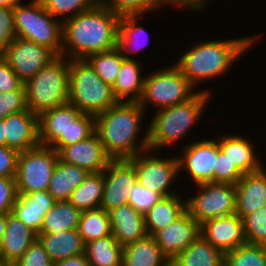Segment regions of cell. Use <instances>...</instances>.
<instances>
[{
	"label": "cell",
	"mask_w": 266,
	"mask_h": 266,
	"mask_svg": "<svg viewBox=\"0 0 266 266\" xmlns=\"http://www.w3.org/2000/svg\"><path fill=\"white\" fill-rule=\"evenodd\" d=\"M119 23L120 16L102 1L88 11L63 20L62 55L68 54L70 59H86L92 54L116 48Z\"/></svg>",
	"instance_id": "obj_1"
},
{
	"label": "cell",
	"mask_w": 266,
	"mask_h": 266,
	"mask_svg": "<svg viewBox=\"0 0 266 266\" xmlns=\"http://www.w3.org/2000/svg\"><path fill=\"white\" fill-rule=\"evenodd\" d=\"M144 112L138 102L119 101L95 116L94 131L112 160H129L149 150L148 130L141 143L137 140Z\"/></svg>",
	"instance_id": "obj_2"
},
{
	"label": "cell",
	"mask_w": 266,
	"mask_h": 266,
	"mask_svg": "<svg viewBox=\"0 0 266 266\" xmlns=\"http://www.w3.org/2000/svg\"><path fill=\"white\" fill-rule=\"evenodd\" d=\"M259 37L255 35L199 43L184 53L175 66L195 86L196 83H201L204 79L223 75L231 67V64L247 51L246 49L249 50L250 46L254 45L255 40Z\"/></svg>",
	"instance_id": "obj_3"
},
{
	"label": "cell",
	"mask_w": 266,
	"mask_h": 266,
	"mask_svg": "<svg viewBox=\"0 0 266 266\" xmlns=\"http://www.w3.org/2000/svg\"><path fill=\"white\" fill-rule=\"evenodd\" d=\"M209 97L208 90L198 91L185 103L158 109L147 128L149 152L186 136L191 126L201 118Z\"/></svg>",
	"instance_id": "obj_4"
},
{
	"label": "cell",
	"mask_w": 266,
	"mask_h": 266,
	"mask_svg": "<svg viewBox=\"0 0 266 266\" xmlns=\"http://www.w3.org/2000/svg\"><path fill=\"white\" fill-rule=\"evenodd\" d=\"M57 55L24 83L28 109L39 116L69 101V58Z\"/></svg>",
	"instance_id": "obj_5"
},
{
	"label": "cell",
	"mask_w": 266,
	"mask_h": 266,
	"mask_svg": "<svg viewBox=\"0 0 266 266\" xmlns=\"http://www.w3.org/2000/svg\"><path fill=\"white\" fill-rule=\"evenodd\" d=\"M119 101L85 59H69V101L82 113L97 116Z\"/></svg>",
	"instance_id": "obj_6"
},
{
	"label": "cell",
	"mask_w": 266,
	"mask_h": 266,
	"mask_svg": "<svg viewBox=\"0 0 266 266\" xmlns=\"http://www.w3.org/2000/svg\"><path fill=\"white\" fill-rule=\"evenodd\" d=\"M16 37L46 46L56 55H62L63 21H57L40 0L14 8ZM56 20V21H55Z\"/></svg>",
	"instance_id": "obj_7"
},
{
	"label": "cell",
	"mask_w": 266,
	"mask_h": 266,
	"mask_svg": "<svg viewBox=\"0 0 266 266\" xmlns=\"http://www.w3.org/2000/svg\"><path fill=\"white\" fill-rule=\"evenodd\" d=\"M194 89V86L174 65L148 74L138 103L144 110L147 109L145 108L147 102L149 104L152 102L154 107L162 109L189 101L198 93L193 92Z\"/></svg>",
	"instance_id": "obj_8"
},
{
	"label": "cell",
	"mask_w": 266,
	"mask_h": 266,
	"mask_svg": "<svg viewBox=\"0 0 266 266\" xmlns=\"http://www.w3.org/2000/svg\"><path fill=\"white\" fill-rule=\"evenodd\" d=\"M58 159L56 150L41 144L20 152L15 175L17 193L46 191Z\"/></svg>",
	"instance_id": "obj_9"
},
{
	"label": "cell",
	"mask_w": 266,
	"mask_h": 266,
	"mask_svg": "<svg viewBox=\"0 0 266 266\" xmlns=\"http://www.w3.org/2000/svg\"><path fill=\"white\" fill-rule=\"evenodd\" d=\"M196 186L200 193L186 200V211L200 225L209 219L235 214V185L204 182Z\"/></svg>",
	"instance_id": "obj_10"
},
{
	"label": "cell",
	"mask_w": 266,
	"mask_h": 266,
	"mask_svg": "<svg viewBox=\"0 0 266 266\" xmlns=\"http://www.w3.org/2000/svg\"><path fill=\"white\" fill-rule=\"evenodd\" d=\"M139 153L129 159L134 165L137 174V181L154 192L160 193L163 197L175 195L169 187L174 178L180 173L178 157L162 159L157 156H147Z\"/></svg>",
	"instance_id": "obj_11"
},
{
	"label": "cell",
	"mask_w": 266,
	"mask_h": 266,
	"mask_svg": "<svg viewBox=\"0 0 266 266\" xmlns=\"http://www.w3.org/2000/svg\"><path fill=\"white\" fill-rule=\"evenodd\" d=\"M1 56L25 83L57 55L46 46L16 37Z\"/></svg>",
	"instance_id": "obj_12"
},
{
	"label": "cell",
	"mask_w": 266,
	"mask_h": 266,
	"mask_svg": "<svg viewBox=\"0 0 266 266\" xmlns=\"http://www.w3.org/2000/svg\"><path fill=\"white\" fill-rule=\"evenodd\" d=\"M104 191L100 208L109 212L128 204L137 181L134 165L129 160H112L103 170Z\"/></svg>",
	"instance_id": "obj_13"
},
{
	"label": "cell",
	"mask_w": 266,
	"mask_h": 266,
	"mask_svg": "<svg viewBox=\"0 0 266 266\" xmlns=\"http://www.w3.org/2000/svg\"><path fill=\"white\" fill-rule=\"evenodd\" d=\"M82 112L67 103L43 112L38 116L39 143L50 146L57 152L69 146V130Z\"/></svg>",
	"instance_id": "obj_14"
},
{
	"label": "cell",
	"mask_w": 266,
	"mask_h": 266,
	"mask_svg": "<svg viewBox=\"0 0 266 266\" xmlns=\"http://www.w3.org/2000/svg\"><path fill=\"white\" fill-rule=\"evenodd\" d=\"M179 167L190 174L196 184L214 182V168H216L217 140H201L184 147ZM185 167V168H184Z\"/></svg>",
	"instance_id": "obj_15"
},
{
	"label": "cell",
	"mask_w": 266,
	"mask_h": 266,
	"mask_svg": "<svg viewBox=\"0 0 266 266\" xmlns=\"http://www.w3.org/2000/svg\"><path fill=\"white\" fill-rule=\"evenodd\" d=\"M200 234L224 254L247 243L243 219L236 213L205 221Z\"/></svg>",
	"instance_id": "obj_16"
},
{
	"label": "cell",
	"mask_w": 266,
	"mask_h": 266,
	"mask_svg": "<svg viewBox=\"0 0 266 266\" xmlns=\"http://www.w3.org/2000/svg\"><path fill=\"white\" fill-rule=\"evenodd\" d=\"M200 235V224L185 211L173 223L158 231L154 238L162 253L172 261Z\"/></svg>",
	"instance_id": "obj_17"
},
{
	"label": "cell",
	"mask_w": 266,
	"mask_h": 266,
	"mask_svg": "<svg viewBox=\"0 0 266 266\" xmlns=\"http://www.w3.org/2000/svg\"><path fill=\"white\" fill-rule=\"evenodd\" d=\"M58 155L64 163L78 166L89 173L102 172L112 161L95 132L83 141L63 147Z\"/></svg>",
	"instance_id": "obj_18"
},
{
	"label": "cell",
	"mask_w": 266,
	"mask_h": 266,
	"mask_svg": "<svg viewBox=\"0 0 266 266\" xmlns=\"http://www.w3.org/2000/svg\"><path fill=\"white\" fill-rule=\"evenodd\" d=\"M5 146L24 152L38 146V116L30 110L8 115L4 119Z\"/></svg>",
	"instance_id": "obj_19"
},
{
	"label": "cell",
	"mask_w": 266,
	"mask_h": 266,
	"mask_svg": "<svg viewBox=\"0 0 266 266\" xmlns=\"http://www.w3.org/2000/svg\"><path fill=\"white\" fill-rule=\"evenodd\" d=\"M37 239V234L13 213L6 214V229L0 244V259L14 264Z\"/></svg>",
	"instance_id": "obj_20"
},
{
	"label": "cell",
	"mask_w": 266,
	"mask_h": 266,
	"mask_svg": "<svg viewBox=\"0 0 266 266\" xmlns=\"http://www.w3.org/2000/svg\"><path fill=\"white\" fill-rule=\"evenodd\" d=\"M236 187V214L243 219L266 206V169L244 174Z\"/></svg>",
	"instance_id": "obj_21"
},
{
	"label": "cell",
	"mask_w": 266,
	"mask_h": 266,
	"mask_svg": "<svg viewBox=\"0 0 266 266\" xmlns=\"http://www.w3.org/2000/svg\"><path fill=\"white\" fill-rule=\"evenodd\" d=\"M114 238L123 247L148 235L144 215L129 204L108 212Z\"/></svg>",
	"instance_id": "obj_22"
},
{
	"label": "cell",
	"mask_w": 266,
	"mask_h": 266,
	"mask_svg": "<svg viewBox=\"0 0 266 266\" xmlns=\"http://www.w3.org/2000/svg\"><path fill=\"white\" fill-rule=\"evenodd\" d=\"M241 136L224 135L218 138L219 149L244 175L260 171L263 165L254 154L253 145Z\"/></svg>",
	"instance_id": "obj_23"
},
{
	"label": "cell",
	"mask_w": 266,
	"mask_h": 266,
	"mask_svg": "<svg viewBox=\"0 0 266 266\" xmlns=\"http://www.w3.org/2000/svg\"><path fill=\"white\" fill-rule=\"evenodd\" d=\"M37 239L53 262L85 253V243L77 229L60 233H39Z\"/></svg>",
	"instance_id": "obj_24"
},
{
	"label": "cell",
	"mask_w": 266,
	"mask_h": 266,
	"mask_svg": "<svg viewBox=\"0 0 266 266\" xmlns=\"http://www.w3.org/2000/svg\"><path fill=\"white\" fill-rule=\"evenodd\" d=\"M169 259L162 253L154 236L123 247L122 266H169Z\"/></svg>",
	"instance_id": "obj_25"
},
{
	"label": "cell",
	"mask_w": 266,
	"mask_h": 266,
	"mask_svg": "<svg viewBox=\"0 0 266 266\" xmlns=\"http://www.w3.org/2000/svg\"><path fill=\"white\" fill-rule=\"evenodd\" d=\"M225 254L201 234L170 264L172 266H224Z\"/></svg>",
	"instance_id": "obj_26"
},
{
	"label": "cell",
	"mask_w": 266,
	"mask_h": 266,
	"mask_svg": "<svg viewBox=\"0 0 266 266\" xmlns=\"http://www.w3.org/2000/svg\"><path fill=\"white\" fill-rule=\"evenodd\" d=\"M89 172L58 159L47 191L56 201H68L73 191L83 182Z\"/></svg>",
	"instance_id": "obj_27"
},
{
	"label": "cell",
	"mask_w": 266,
	"mask_h": 266,
	"mask_svg": "<svg viewBox=\"0 0 266 266\" xmlns=\"http://www.w3.org/2000/svg\"><path fill=\"white\" fill-rule=\"evenodd\" d=\"M181 198L180 194L163 197L144 215L148 235L154 236L186 211V200Z\"/></svg>",
	"instance_id": "obj_28"
},
{
	"label": "cell",
	"mask_w": 266,
	"mask_h": 266,
	"mask_svg": "<svg viewBox=\"0 0 266 266\" xmlns=\"http://www.w3.org/2000/svg\"><path fill=\"white\" fill-rule=\"evenodd\" d=\"M138 62L134 58L122 62L116 82L112 86L118 101L138 102L141 99L145 78L140 77L142 71Z\"/></svg>",
	"instance_id": "obj_29"
},
{
	"label": "cell",
	"mask_w": 266,
	"mask_h": 266,
	"mask_svg": "<svg viewBox=\"0 0 266 266\" xmlns=\"http://www.w3.org/2000/svg\"><path fill=\"white\" fill-rule=\"evenodd\" d=\"M82 211L69 201H56L45 214L39 233H60L78 228Z\"/></svg>",
	"instance_id": "obj_30"
},
{
	"label": "cell",
	"mask_w": 266,
	"mask_h": 266,
	"mask_svg": "<svg viewBox=\"0 0 266 266\" xmlns=\"http://www.w3.org/2000/svg\"><path fill=\"white\" fill-rule=\"evenodd\" d=\"M89 266H122L123 246L113 235L85 244Z\"/></svg>",
	"instance_id": "obj_31"
},
{
	"label": "cell",
	"mask_w": 266,
	"mask_h": 266,
	"mask_svg": "<svg viewBox=\"0 0 266 266\" xmlns=\"http://www.w3.org/2000/svg\"><path fill=\"white\" fill-rule=\"evenodd\" d=\"M104 191L103 171L88 173L73 191L69 202L81 211L100 208Z\"/></svg>",
	"instance_id": "obj_32"
},
{
	"label": "cell",
	"mask_w": 266,
	"mask_h": 266,
	"mask_svg": "<svg viewBox=\"0 0 266 266\" xmlns=\"http://www.w3.org/2000/svg\"><path fill=\"white\" fill-rule=\"evenodd\" d=\"M83 242L111 236V223L109 213L102 208L82 211L77 228Z\"/></svg>",
	"instance_id": "obj_33"
},
{
	"label": "cell",
	"mask_w": 266,
	"mask_h": 266,
	"mask_svg": "<svg viewBox=\"0 0 266 266\" xmlns=\"http://www.w3.org/2000/svg\"><path fill=\"white\" fill-rule=\"evenodd\" d=\"M125 59L120 49L116 47L109 51L92 54L85 60L103 82L113 86L116 82L121 64Z\"/></svg>",
	"instance_id": "obj_34"
},
{
	"label": "cell",
	"mask_w": 266,
	"mask_h": 266,
	"mask_svg": "<svg viewBox=\"0 0 266 266\" xmlns=\"http://www.w3.org/2000/svg\"><path fill=\"white\" fill-rule=\"evenodd\" d=\"M139 17H141V15H126L120 17L117 47L120 49L121 53L124 55L126 59H132V57H130L129 54H131L132 52L134 53L143 47L142 45V42H144L143 38L142 40H140L142 41L141 43L139 41V38H141L142 34L145 33L146 31L143 27L137 26L136 23H138V19H140ZM125 53H127L128 55Z\"/></svg>",
	"instance_id": "obj_35"
},
{
	"label": "cell",
	"mask_w": 266,
	"mask_h": 266,
	"mask_svg": "<svg viewBox=\"0 0 266 266\" xmlns=\"http://www.w3.org/2000/svg\"><path fill=\"white\" fill-rule=\"evenodd\" d=\"M224 266H266V246L246 243L225 253Z\"/></svg>",
	"instance_id": "obj_36"
},
{
	"label": "cell",
	"mask_w": 266,
	"mask_h": 266,
	"mask_svg": "<svg viewBox=\"0 0 266 266\" xmlns=\"http://www.w3.org/2000/svg\"><path fill=\"white\" fill-rule=\"evenodd\" d=\"M44 8L54 17L65 16L64 20L93 8L101 0H40Z\"/></svg>",
	"instance_id": "obj_37"
},
{
	"label": "cell",
	"mask_w": 266,
	"mask_h": 266,
	"mask_svg": "<svg viewBox=\"0 0 266 266\" xmlns=\"http://www.w3.org/2000/svg\"><path fill=\"white\" fill-rule=\"evenodd\" d=\"M246 242L266 246V206L243 218Z\"/></svg>",
	"instance_id": "obj_38"
},
{
	"label": "cell",
	"mask_w": 266,
	"mask_h": 266,
	"mask_svg": "<svg viewBox=\"0 0 266 266\" xmlns=\"http://www.w3.org/2000/svg\"><path fill=\"white\" fill-rule=\"evenodd\" d=\"M116 15H141L149 10H155L162 4L159 0H101Z\"/></svg>",
	"instance_id": "obj_39"
},
{
	"label": "cell",
	"mask_w": 266,
	"mask_h": 266,
	"mask_svg": "<svg viewBox=\"0 0 266 266\" xmlns=\"http://www.w3.org/2000/svg\"><path fill=\"white\" fill-rule=\"evenodd\" d=\"M163 196L142 186L138 181L133 185L128 204L140 214L145 215Z\"/></svg>",
	"instance_id": "obj_40"
},
{
	"label": "cell",
	"mask_w": 266,
	"mask_h": 266,
	"mask_svg": "<svg viewBox=\"0 0 266 266\" xmlns=\"http://www.w3.org/2000/svg\"><path fill=\"white\" fill-rule=\"evenodd\" d=\"M27 110L29 109L24 84L18 90L0 92V119Z\"/></svg>",
	"instance_id": "obj_41"
},
{
	"label": "cell",
	"mask_w": 266,
	"mask_h": 266,
	"mask_svg": "<svg viewBox=\"0 0 266 266\" xmlns=\"http://www.w3.org/2000/svg\"><path fill=\"white\" fill-rule=\"evenodd\" d=\"M243 174L233 162L219 149L217 143L216 168H214V183H229L236 185Z\"/></svg>",
	"instance_id": "obj_42"
},
{
	"label": "cell",
	"mask_w": 266,
	"mask_h": 266,
	"mask_svg": "<svg viewBox=\"0 0 266 266\" xmlns=\"http://www.w3.org/2000/svg\"><path fill=\"white\" fill-rule=\"evenodd\" d=\"M11 266H53V261L49 258L44 246L36 239Z\"/></svg>",
	"instance_id": "obj_43"
},
{
	"label": "cell",
	"mask_w": 266,
	"mask_h": 266,
	"mask_svg": "<svg viewBox=\"0 0 266 266\" xmlns=\"http://www.w3.org/2000/svg\"><path fill=\"white\" fill-rule=\"evenodd\" d=\"M95 116L82 113L71 125L69 130V145L83 141L95 131Z\"/></svg>",
	"instance_id": "obj_44"
},
{
	"label": "cell",
	"mask_w": 266,
	"mask_h": 266,
	"mask_svg": "<svg viewBox=\"0 0 266 266\" xmlns=\"http://www.w3.org/2000/svg\"><path fill=\"white\" fill-rule=\"evenodd\" d=\"M18 198L24 203V210L45 211L46 213L56 202L47 190L29 194L18 193Z\"/></svg>",
	"instance_id": "obj_45"
},
{
	"label": "cell",
	"mask_w": 266,
	"mask_h": 266,
	"mask_svg": "<svg viewBox=\"0 0 266 266\" xmlns=\"http://www.w3.org/2000/svg\"><path fill=\"white\" fill-rule=\"evenodd\" d=\"M14 8L0 6V55L16 38L14 28Z\"/></svg>",
	"instance_id": "obj_46"
},
{
	"label": "cell",
	"mask_w": 266,
	"mask_h": 266,
	"mask_svg": "<svg viewBox=\"0 0 266 266\" xmlns=\"http://www.w3.org/2000/svg\"><path fill=\"white\" fill-rule=\"evenodd\" d=\"M12 213L37 235L43 225L45 211L24 210V203L17 197Z\"/></svg>",
	"instance_id": "obj_47"
},
{
	"label": "cell",
	"mask_w": 266,
	"mask_h": 266,
	"mask_svg": "<svg viewBox=\"0 0 266 266\" xmlns=\"http://www.w3.org/2000/svg\"><path fill=\"white\" fill-rule=\"evenodd\" d=\"M17 197L15 177H0V213H12Z\"/></svg>",
	"instance_id": "obj_48"
},
{
	"label": "cell",
	"mask_w": 266,
	"mask_h": 266,
	"mask_svg": "<svg viewBox=\"0 0 266 266\" xmlns=\"http://www.w3.org/2000/svg\"><path fill=\"white\" fill-rule=\"evenodd\" d=\"M19 152L0 146V177H15Z\"/></svg>",
	"instance_id": "obj_49"
},
{
	"label": "cell",
	"mask_w": 266,
	"mask_h": 266,
	"mask_svg": "<svg viewBox=\"0 0 266 266\" xmlns=\"http://www.w3.org/2000/svg\"><path fill=\"white\" fill-rule=\"evenodd\" d=\"M24 83L0 55V92L18 90Z\"/></svg>",
	"instance_id": "obj_50"
},
{
	"label": "cell",
	"mask_w": 266,
	"mask_h": 266,
	"mask_svg": "<svg viewBox=\"0 0 266 266\" xmlns=\"http://www.w3.org/2000/svg\"><path fill=\"white\" fill-rule=\"evenodd\" d=\"M208 0H159V2L162 4V6L165 4H170L173 6L177 5V6H186L187 8L189 7L190 9L196 10L197 11L201 10L205 7V2Z\"/></svg>",
	"instance_id": "obj_51"
},
{
	"label": "cell",
	"mask_w": 266,
	"mask_h": 266,
	"mask_svg": "<svg viewBox=\"0 0 266 266\" xmlns=\"http://www.w3.org/2000/svg\"><path fill=\"white\" fill-rule=\"evenodd\" d=\"M53 266H89L85 253L53 262Z\"/></svg>",
	"instance_id": "obj_52"
},
{
	"label": "cell",
	"mask_w": 266,
	"mask_h": 266,
	"mask_svg": "<svg viewBox=\"0 0 266 266\" xmlns=\"http://www.w3.org/2000/svg\"><path fill=\"white\" fill-rule=\"evenodd\" d=\"M6 229V214L0 213V244Z\"/></svg>",
	"instance_id": "obj_53"
},
{
	"label": "cell",
	"mask_w": 266,
	"mask_h": 266,
	"mask_svg": "<svg viewBox=\"0 0 266 266\" xmlns=\"http://www.w3.org/2000/svg\"><path fill=\"white\" fill-rule=\"evenodd\" d=\"M21 0H0V6L1 7H10L15 8Z\"/></svg>",
	"instance_id": "obj_54"
},
{
	"label": "cell",
	"mask_w": 266,
	"mask_h": 266,
	"mask_svg": "<svg viewBox=\"0 0 266 266\" xmlns=\"http://www.w3.org/2000/svg\"><path fill=\"white\" fill-rule=\"evenodd\" d=\"M0 146H5V124H4V119H0Z\"/></svg>",
	"instance_id": "obj_55"
},
{
	"label": "cell",
	"mask_w": 266,
	"mask_h": 266,
	"mask_svg": "<svg viewBox=\"0 0 266 266\" xmlns=\"http://www.w3.org/2000/svg\"><path fill=\"white\" fill-rule=\"evenodd\" d=\"M0 266H10V265H8L7 263L3 262V261L0 259Z\"/></svg>",
	"instance_id": "obj_56"
}]
</instances>
